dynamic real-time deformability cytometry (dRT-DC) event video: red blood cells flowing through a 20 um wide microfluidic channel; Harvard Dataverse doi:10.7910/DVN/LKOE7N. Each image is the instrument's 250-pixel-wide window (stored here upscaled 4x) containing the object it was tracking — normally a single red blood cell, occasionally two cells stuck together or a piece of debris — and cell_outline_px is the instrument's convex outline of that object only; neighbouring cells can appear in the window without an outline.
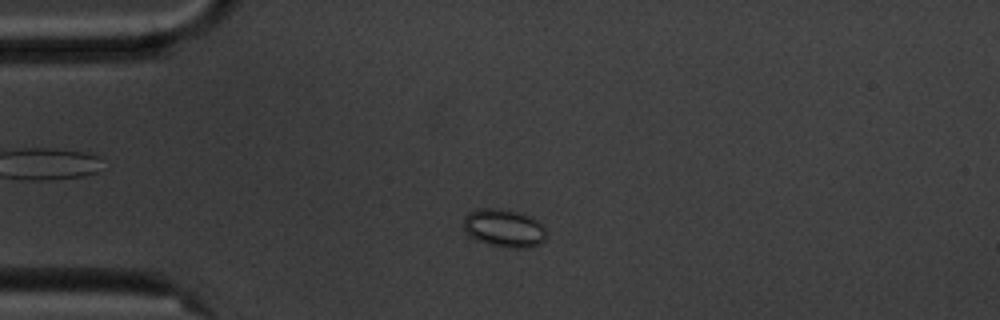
{"species": "common noctule bat (a hibernating species)", "species_latin": "Nyctalus noctula", "temperature_condition": "cold", "stored_images_in_passage": 52, "camera_frame_rate_fps": 3000, "um_per_image_px": 0.085, "animal": {"sex": "male", "body_mass_g": 20.1, "forearm_length_mm": 53.5}, "frame": {"image": 1, "passage_image": 9, "time_ms": 2.667, "image_size_px": [1000, 320], "cell_outline_px": [[548, 236], [540, 244], [528, 248], [500, 248], [476, 240], [468, 236], [464, 228], [464, 216], [468, 212], [476, 208], [500, 208], [520, 212], [532, 216], [548, 232]], "centroid_in_image_um": [42.85, 19.4], "position_along_channel_um": 42.2, "area_um2": 18.96}}
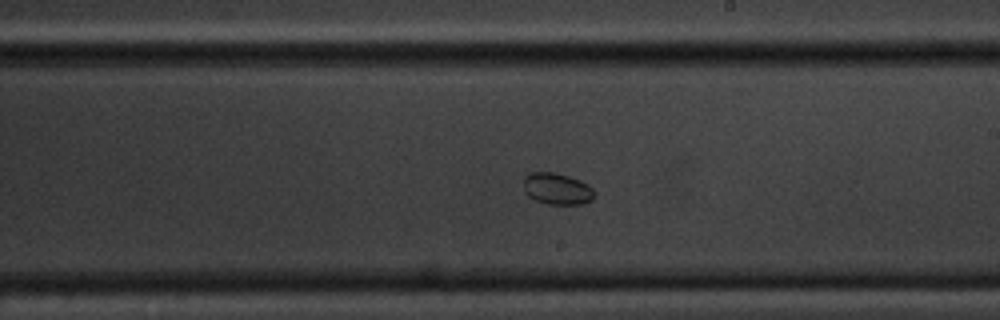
{"frame": {"image": 2, "passage_image": 28, "time_ms": 9.0, "image_size_px": [1000, 320], "cell_outline_px": [[596, 196], [592, 200], [584, 204], [548, 204], [536, 200], [528, 196], [524, 192], [524, 176], [528, 172], [556, 172], [580, 180], [588, 184], [596, 192]], "centroid_in_image_um": [47.37, 16.04], "position_along_channel_um": 241.6, "area_um2": 13.29}}
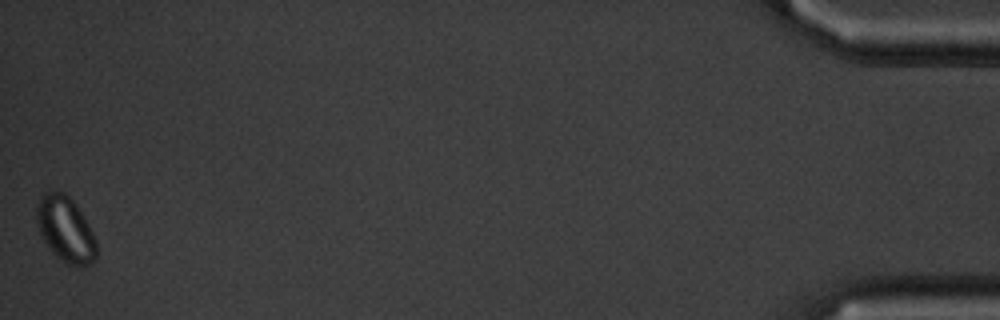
{"frame": {"image": 3, "passage_image": 52, "time_ms": 17.0, "image_size_px": [1000, 320], "cell_outline_px": [[96, 260], [92, 264], [84, 268], [76, 268], [68, 264], [56, 256], [44, 244], [40, 236], [36, 220], [36, 204], [40, 196], [44, 192], [52, 188], [64, 192], [76, 204], [84, 216], [96, 240]], "centroid_in_image_um": [5.55, 19.49], "position_along_channel_um": 429.7, "area_um2": 23.64}}